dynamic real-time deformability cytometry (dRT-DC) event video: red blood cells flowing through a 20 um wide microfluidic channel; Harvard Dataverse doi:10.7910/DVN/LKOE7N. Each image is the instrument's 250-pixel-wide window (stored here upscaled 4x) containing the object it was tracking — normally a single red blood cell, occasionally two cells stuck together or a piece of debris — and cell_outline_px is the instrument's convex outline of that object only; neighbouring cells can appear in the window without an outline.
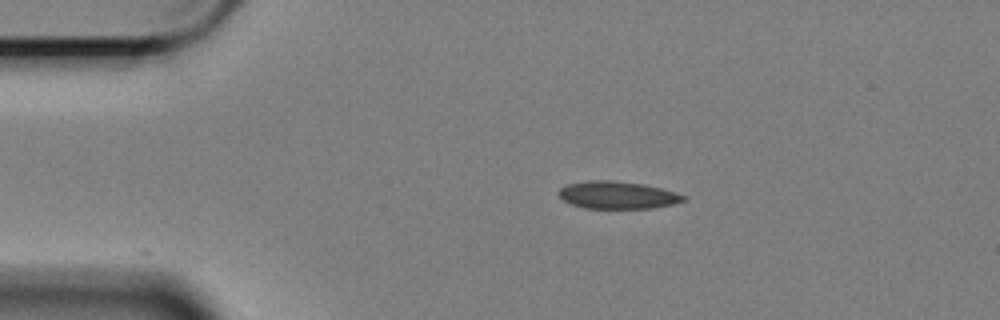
{"species": "Egyptian fruit bat (a non-hibernating species)", "species_latin": "Rousettus aegyptiacus", "temperature_condition": "cold", "stored_images_in_passage": 3, "camera_frame_rate_fps": 3000, "um_per_image_px": 0.085, "animal": {"sex": "female"}, "frame": {"image": 1, "passage_image": 1, "time_ms": 0.0, "image_size_px": [1000, 320], "cell_outline_px": [[688, 196], [684, 200], [672, 204], [652, 208], [584, 208], [572, 204], [564, 200], [560, 196], [560, 188], [568, 184], [588, 180], [612, 180], [644, 184], [660, 188]], "centroid_in_image_um": [52.49, 16.57], "position_along_channel_um": 32.5, "area_um2": 19.77}}